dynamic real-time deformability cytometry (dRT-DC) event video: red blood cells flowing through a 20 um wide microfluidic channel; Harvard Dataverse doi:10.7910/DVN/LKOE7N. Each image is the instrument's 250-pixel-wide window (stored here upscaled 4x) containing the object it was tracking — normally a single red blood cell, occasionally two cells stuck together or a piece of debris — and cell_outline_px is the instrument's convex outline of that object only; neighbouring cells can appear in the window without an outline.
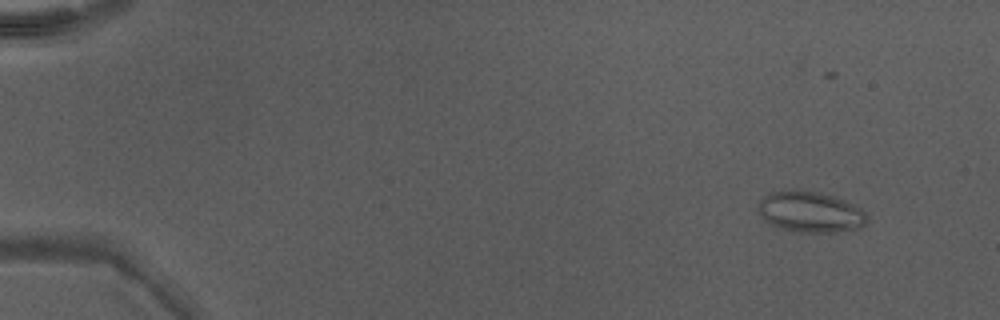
{"species": "Egyptian fruit bat (a non-hibernating species)", "species_latin": "Rousettus aegyptiacus", "temperature_condition": "warm", "stored_images_in_passage": 14, "camera_frame_rate_fps": 3000, "um_per_image_px": 0.085, "animal": {"sex": "male"}, "frame": {"image": 1, "passage_image": 5, "time_ms": 1.333, "image_size_px": [1000, 320], "cell_outline_px": [[868, 224], [860, 228], [836, 232], [804, 232], [784, 228], [768, 224], [760, 216], [756, 204], [768, 192], [816, 192], [832, 196], [844, 200], [860, 208], [868, 216]], "centroid_in_image_um": [68.89, 18.04], "position_along_channel_um": 16.1, "area_um2": 25.55}}